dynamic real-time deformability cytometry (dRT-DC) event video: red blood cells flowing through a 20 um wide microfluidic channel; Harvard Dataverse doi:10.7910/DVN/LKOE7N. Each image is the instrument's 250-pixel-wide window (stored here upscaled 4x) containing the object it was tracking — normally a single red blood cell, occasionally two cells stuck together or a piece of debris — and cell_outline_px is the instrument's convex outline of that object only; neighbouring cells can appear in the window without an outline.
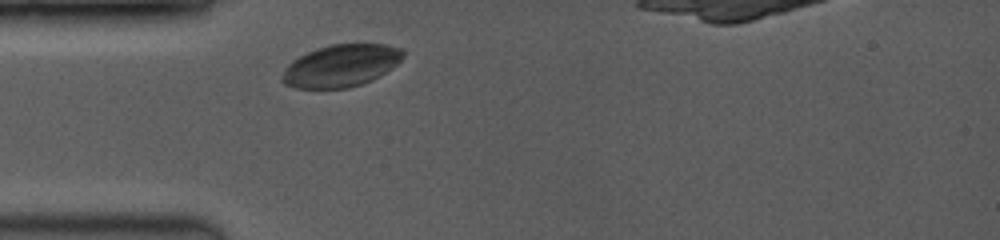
{"species": "common noctule bat (a hibernating species)", "species_latin": "Nyctalus noctula", "temperature_condition": "room temperature", "stored_images_in_passage": 1, "camera_frame_rate_fps": 3500, "um_per_image_px": 0.085, "animal": {"sex": "female", "body_mass_g": 19.0, "forearm_length_mm": 53.3}, "frame": {"image": 1, "passage_image": 1, "time_ms": 0.0, "image_size_px": [1000, 240], "cell_outline_px": [[404, 56], [396, 64], [372, 80], [348, 88], [296, 88], [284, 84], [280, 80], [284, 68], [292, 60], [316, 48], [332, 44], [384, 44], [400, 48], [404, 52]], "centroid_in_image_um": [28.94, 5.58], "position_along_channel_um": 56.1, "area_um2": 29.59}}